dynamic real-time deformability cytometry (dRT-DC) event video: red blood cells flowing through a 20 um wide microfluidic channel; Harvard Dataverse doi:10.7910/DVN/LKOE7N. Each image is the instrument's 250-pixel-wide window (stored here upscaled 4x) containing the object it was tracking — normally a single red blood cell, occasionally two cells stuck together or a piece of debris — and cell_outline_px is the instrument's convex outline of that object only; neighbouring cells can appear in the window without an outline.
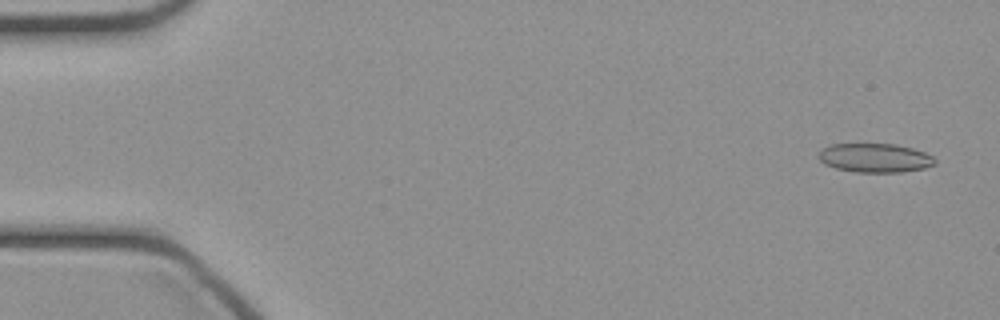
{"species": "common noctule bat (a hibernating species)", "species_latin": "Nyctalus noctula", "temperature_condition": "cold", "stored_images_in_passage": 47, "camera_frame_rate_fps": 3000, "um_per_image_px": 0.085, "animal": {"sex": "female", "body_mass_g": 21.9}, "frame": {"image": 1, "passage_image": 2, "time_ms": 0.333, "image_size_px": [1000, 320], "cell_outline_px": [[936, 164], [924, 168], [900, 172], [856, 172], [836, 168], [824, 164], [816, 156], [824, 148], [832, 144], [896, 144], [912, 148], [924, 152], [932, 156], [936, 160]], "centroid_in_image_um": [74.37, 13.42], "position_along_channel_um": 10.6, "area_um2": 19.59}}
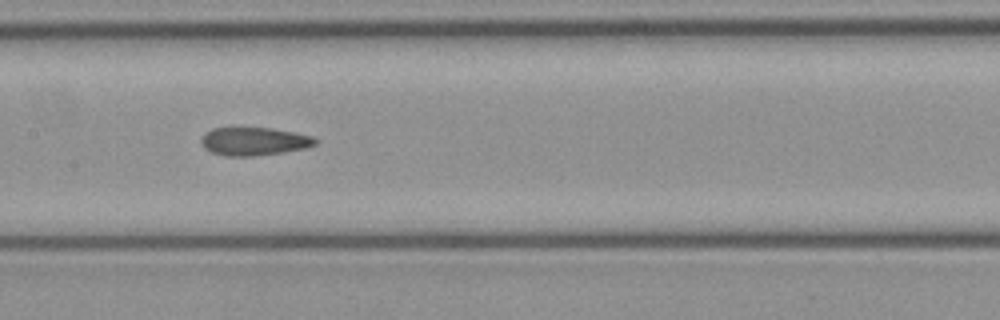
{"frame": {"image": 2, "passage_image": 23, "time_ms": 7.333, "image_size_px": [1000, 320], "cell_outline_px": [[320, 140], [316, 144], [308, 148], [284, 152], [252, 156], [224, 156], [212, 152], [204, 148], [200, 144], [200, 140], [204, 132], [212, 128], [232, 124], [272, 128], [296, 132], [312, 136]], "centroid_in_image_um": [21.55, 11.96], "position_along_channel_um": 185.8, "area_um2": 19.88}}
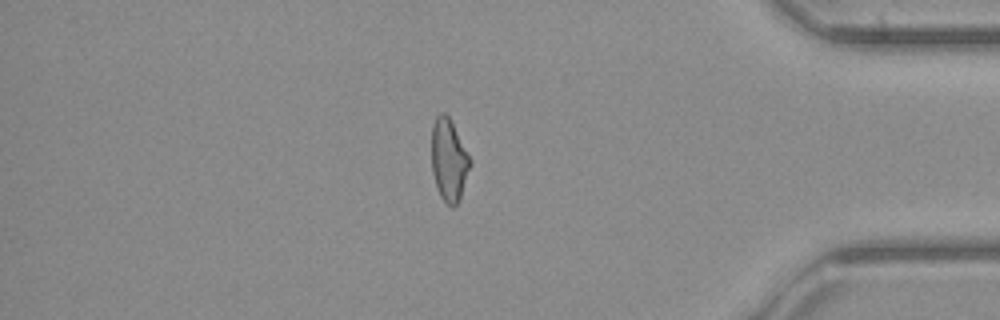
{"frame": {"image": 3, "passage_image": 40, "time_ms": 13.0, "image_size_px": [1000, 320], "cell_outline_px": [[472, 164], [460, 196], [456, 204], [452, 208], [440, 196], [432, 172], [432, 124], [436, 116], [440, 112], [444, 112], [448, 116], [472, 160]], "centroid_in_image_um": [38.15, 13.58], "position_along_channel_um": 397.0, "area_um2": 18.26}}